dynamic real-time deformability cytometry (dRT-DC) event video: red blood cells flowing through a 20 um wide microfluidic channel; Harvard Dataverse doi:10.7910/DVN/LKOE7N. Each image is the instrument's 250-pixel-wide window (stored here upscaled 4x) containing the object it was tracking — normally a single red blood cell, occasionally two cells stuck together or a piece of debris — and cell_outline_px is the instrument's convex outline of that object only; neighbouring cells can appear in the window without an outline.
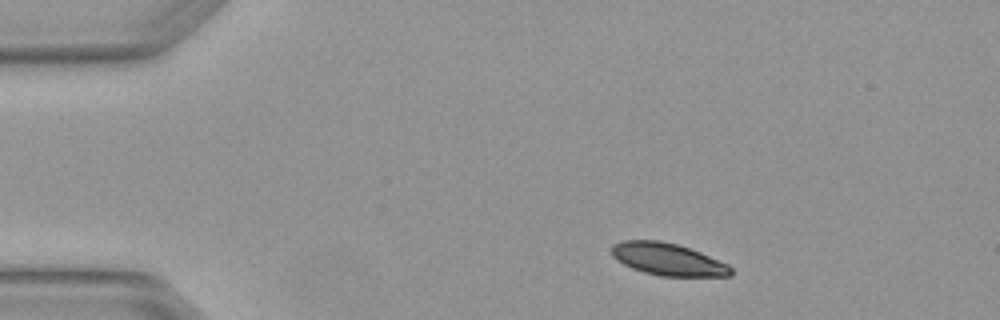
{"species": "Egyptian fruit bat (a non-hibernating species)", "species_latin": "Rousettus aegyptiacus", "temperature_condition": "warm", "stored_images_in_passage": 5, "camera_frame_rate_fps": 3000, "um_per_image_px": 0.085, "animal": {"sex": "female"}, "frame": {"image": 1, "passage_image": 1, "time_ms": 0.0, "image_size_px": [1000, 320], "cell_outline_px": [[732, 276], [660, 276], [644, 272], [632, 268], [616, 260], [612, 256], [612, 244], [624, 240], [660, 240], [680, 244], [700, 252], [728, 264], [732, 268]], "centroid_in_image_um": [56.76, 22.03], "position_along_channel_um": 28.2, "area_um2": 22.54}}
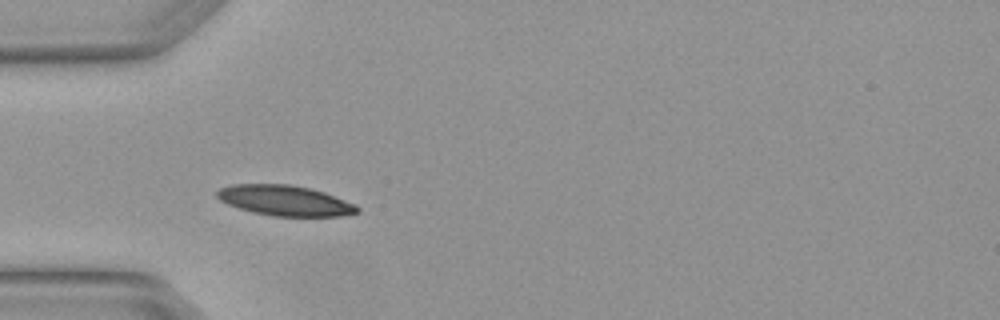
{"frame": {"image": 2, "passage_image": 3, "time_ms": 0.667, "image_size_px": [1000, 320], "cell_outline_px": [[360, 212], [340, 216], [272, 216], [240, 208], [228, 204], [220, 200], [216, 196], [216, 192], [220, 188], [232, 184], [288, 184], [308, 188], [324, 192], [356, 204], [360, 208]], "centroid_in_image_um": [24.24, 17.04], "position_along_channel_um": 60.8, "area_um2": 24.68}}
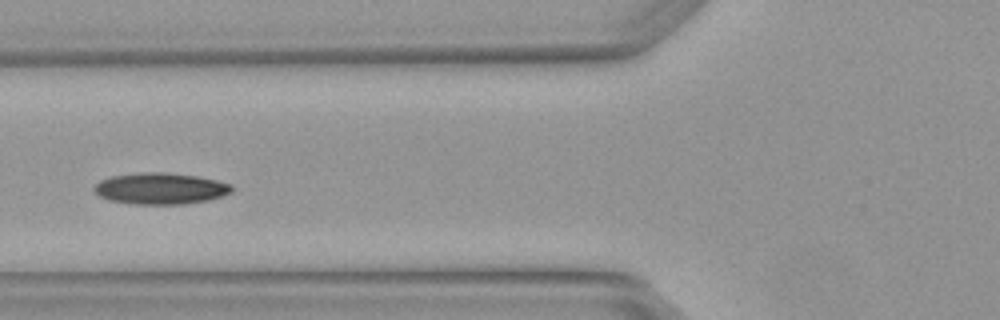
{"frame": {"image": 3, "passage_image": 4, "time_ms": 1.0, "image_size_px": [1000, 320], "cell_outline_px": [[232, 192], [208, 200], [184, 204], [132, 204], [108, 200], [100, 196], [92, 188], [100, 180], [112, 176], [144, 172], [164, 172], [200, 176], [232, 184]], "centroid_in_image_um": [13.64, 16.02], "position_along_channel_um": 112.2, "area_um2": 25.2}}